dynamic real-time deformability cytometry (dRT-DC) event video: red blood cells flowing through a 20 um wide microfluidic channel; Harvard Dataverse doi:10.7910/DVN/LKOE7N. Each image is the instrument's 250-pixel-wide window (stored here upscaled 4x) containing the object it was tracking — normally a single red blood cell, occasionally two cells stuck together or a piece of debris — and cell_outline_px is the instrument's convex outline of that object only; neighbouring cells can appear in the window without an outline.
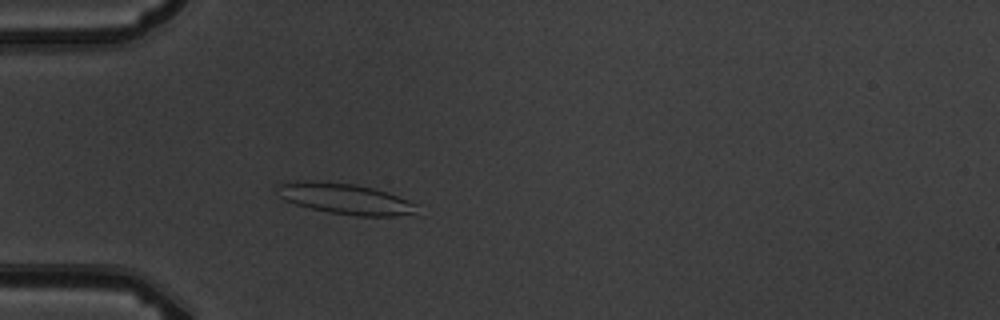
{"species": "common noctule bat (a hibernating species)", "species_latin": "Nyctalus noctula", "temperature_condition": "warm", "stored_images_in_passage": 4, "camera_frame_rate_fps": 3000, "um_per_image_px": 0.085, "animal": {"sex": "male", "body_mass_g": 19.5, "forearm_length_mm": 54.6}, "frame": {"image": 1, "passage_image": 4, "time_ms": 4.333, "image_size_px": [1000, 320], "cell_outline_px": [[416, 204], [412, 212], [392, 216], [356, 216], [328, 212], [296, 204], [284, 200], [280, 196], [276, 188], [276, 184], [356, 184], [388, 192], [408, 200]], "centroid_in_image_um": [29.4, 16.95], "position_along_channel_um": 55.6, "area_um2": 23.47}}